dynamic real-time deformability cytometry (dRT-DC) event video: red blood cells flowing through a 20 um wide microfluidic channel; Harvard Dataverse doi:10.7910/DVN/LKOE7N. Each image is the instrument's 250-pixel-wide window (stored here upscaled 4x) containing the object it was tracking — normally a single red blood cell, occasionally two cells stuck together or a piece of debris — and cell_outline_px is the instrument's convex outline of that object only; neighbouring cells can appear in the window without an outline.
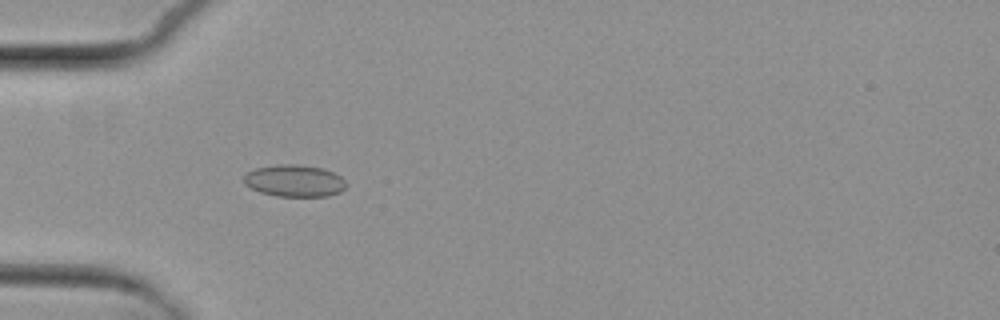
{"species": "common noctule bat (a hibernating species)", "species_latin": "Nyctalus noctula", "temperature_condition": "cold", "stored_images_in_passage": 7, "camera_frame_rate_fps": 3000, "um_per_image_px": 0.085, "animal": {"sex": "female", "body_mass_g": 29.2, "forearm_length_mm": 56.3}, "frame": {"image": 1, "passage_image": 5, "time_ms": 4.667, "image_size_px": [1000, 320], "cell_outline_px": [[348, 184], [340, 192], [328, 196], [276, 196], [260, 192], [244, 184], [244, 176], [248, 172], [256, 168], [276, 164], [296, 164], [324, 168], [340, 176]], "centroid_in_image_um": [25.04, 15.36], "position_along_channel_um": 60.0, "area_um2": 19.07}}
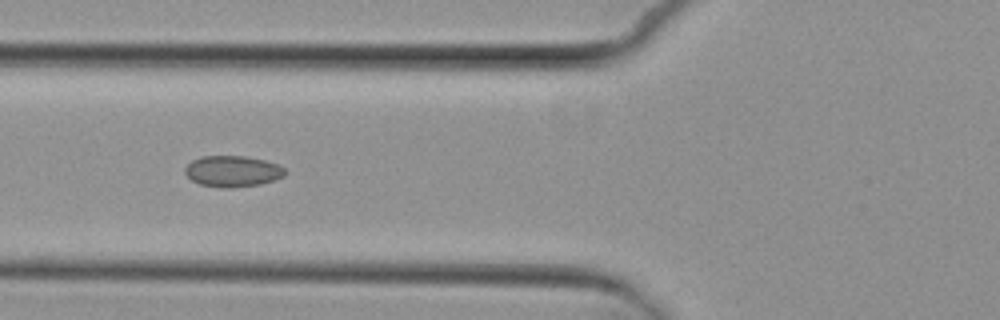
{"frame": {"image": 2, "passage_image": 6, "time_ms": 6.0, "image_size_px": [1000, 320], "cell_outline_px": [[288, 172], [284, 176], [260, 184], [232, 188], [224, 188], [200, 184], [192, 180], [184, 172], [184, 168], [192, 160], [200, 156], [244, 156], [264, 160], [280, 164]], "centroid_in_image_um": [19.78, 14.55], "position_along_channel_um": 106.0, "area_um2": 18.21}}
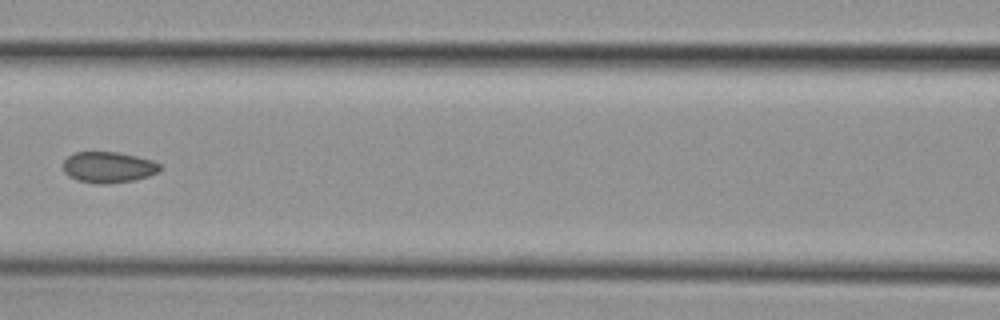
{"frame": {"image": 3, "passage_image": 7, "time_ms": 7.333, "image_size_px": [1000, 320], "cell_outline_px": [[164, 168], [160, 172], [148, 176], [132, 180], [104, 184], [92, 184], [76, 180], [68, 176], [60, 168], [64, 160], [68, 156], [76, 152], [116, 152], [136, 156], [152, 160], [160, 164]], "centroid_in_image_um": [9.19, 14.22], "position_along_channel_um": 157.4, "area_um2": 17.8}}